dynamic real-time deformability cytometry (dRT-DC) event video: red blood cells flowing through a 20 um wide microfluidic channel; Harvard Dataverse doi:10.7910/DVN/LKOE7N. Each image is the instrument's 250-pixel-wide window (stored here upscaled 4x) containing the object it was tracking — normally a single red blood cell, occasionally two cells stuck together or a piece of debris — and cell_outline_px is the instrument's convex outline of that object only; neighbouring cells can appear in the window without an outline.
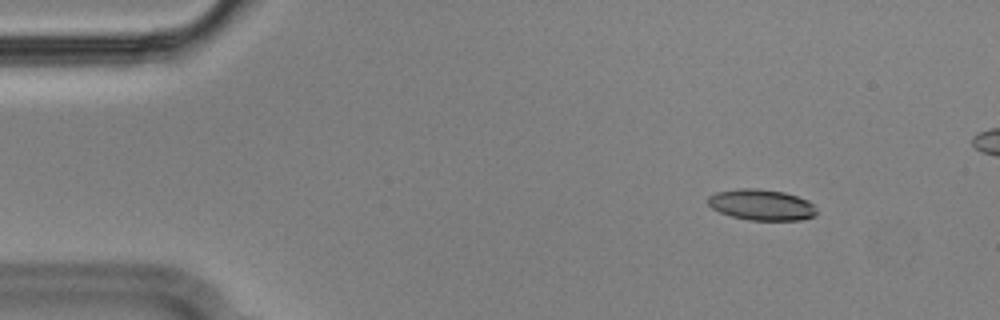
{"species": "Egyptian fruit bat (a non-hibernating species)", "species_latin": "Rousettus aegyptiacus", "temperature_condition": "cold", "stored_images_in_passage": 47, "camera_frame_rate_fps": 3000, "um_per_image_px": 0.085, "animal": {"sex": "male"}, "frame": {"image": 1, "passage_image": 1, "time_ms": 0.0, "image_size_px": [1000, 320], "cell_outline_px": [[816, 216], [800, 220], [748, 220], [732, 216], [720, 212], [712, 208], [708, 204], [708, 196], [716, 192], [736, 188], [756, 188], [784, 192], [808, 200], [816, 208]], "centroid_in_image_um": [64.72, 17.4], "position_along_channel_um": 20.3, "area_um2": 19.65}}
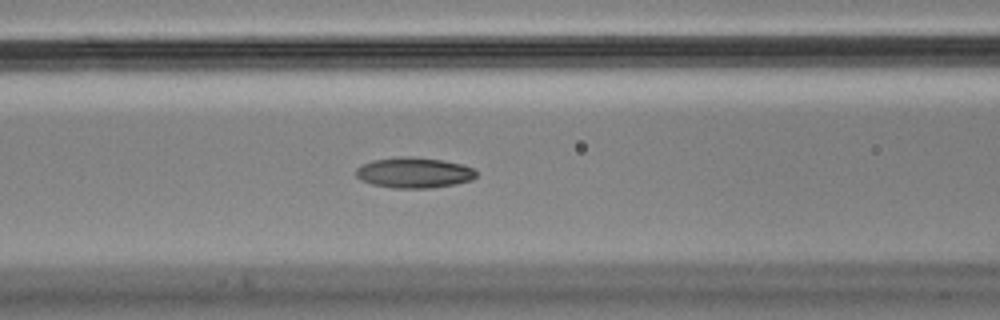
{"frame": {"image": 2, "passage_image": 17, "time_ms": 5.333, "image_size_px": [1000, 320], "cell_outline_px": [[476, 176], [472, 180], [432, 188], [392, 188], [372, 184], [360, 180], [356, 176], [356, 168], [372, 160], [400, 156], [412, 156], [440, 160], [460, 164], [472, 168], [476, 172]], "centroid_in_image_um": [35.15, 14.68], "position_along_channel_um": 131.4, "area_um2": 21.33}}
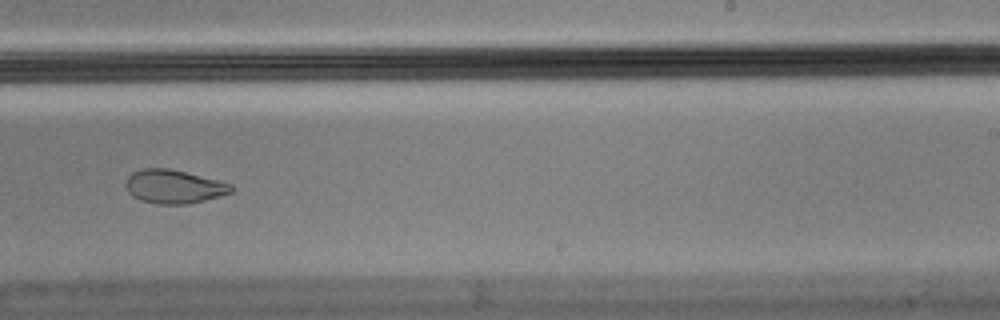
{"frame": {"image": 3, "passage_image": 29, "time_ms": 9.333, "image_size_px": [1000, 320], "cell_outline_px": [[236, 188], [232, 192], [204, 200], [188, 204], [156, 204], [140, 200], [132, 196], [128, 192], [124, 184], [128, 176], [132, 172], [144, 168], [168, 168], [232, 184]], "centroid_in_image_um": [14.74, 15.87], "position_along_channel_um": 274.3, "area_um2": 20.63}, "authors_computed_cell_mechanics": {"area_um2": 21.1548, "velocity_mm_per_s": 3.5784, "shape_relaxation_time_tau1_ms": null, "shape_relaxation_time_tau2_ms": 2.3121, "deformation_change_tau1": null, "deformation_change_tau2": 0.0633}}